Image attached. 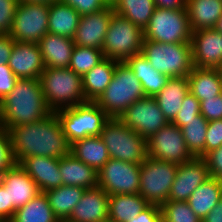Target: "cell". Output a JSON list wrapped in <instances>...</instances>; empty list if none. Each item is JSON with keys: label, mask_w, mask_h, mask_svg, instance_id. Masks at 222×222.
<instances>
[{"label": "cell", "mask_w": 222, "mask_h": 222, "mask_svg": "<svg viewBox=\"0 0 222 222\" xmlns=\"http://www.w3.org/2000/svg\"><path fill=\"white\" fill-rule=\"evenodd\" d=\"M9 134L16 164L30 156L60 159L70 153L71 145L55 112L37 122L14 126Z\"/></svg>", "instance_id": "6da1fadb"}, {"label": "cell", "mask_w": 222, "mask_h": 222, "mask_svg": "<svg viewBox=\"0 0 222 222\" xmlns=\"http://www.w3.org/2000/svg\"><path fill=\"white\" fill-rule=\"evenodd\" d=\"M50 113L40 79H18L0 102V125L9 131L14 126L42 120Z\"/></svg>", "instance_id": "7a4b0ae2"}, {"label": "cell", "mask_w": 222, "mask_h": 222, "mask_svg": "<svg viewBox=\"0 0 222 222\" xmlns=\"http://www.w3.org/2000/svg\"><path fill=\"white\" fill-rule=\"evenodd\" d=\"M39 79L51 112L88 102L84 95L82 76L70 68H45Z\"/></svg>", "instance_id": "3957f363"}, {"label": "cell", "mask_w": 222, "mask_h": 222, "mask_svg": "<svg viewBox=\"0 0 222 222\" xmlns=\"http://www.w3.org/2000/svg\"><path fill=\"white\" fill-rule=\"evenodd\" d=\"M146 97L140 81L125 62H118L111 82L95 103L109 118H118L135 101Z\"/></svg>", "instance_id": "277c9868"}, {"label": "cell", "mask_w": 222, "mask_h": 222, "mask_svg": "<svg viewBox=\"0 0 222 222\" xmlns=\"http://www.w3.org/2000/svg\"><path fill=\"white\" fill-rule=\"evenodd\" d=\"M110 158L142 164L147 155V140L125 126L118 118H109L100 134Z\"/></svg>", "instance_id": "5b68a950"}, {"label": "cell", "mask_w": 222, "mask_h": 222, "mask_svg": "<svg viewBox=\"0 0 222 222\" xmlns=\"http://www.w3.org/2000/svg\"><path fill=\"white\" fill-rule=\"evenodd\" d=\"M71 145L88 136H100L109 117L95 102L88 101L55 112Z\"/></svg>", "instance_id": "8992f818"}, {"label": "cell", "mask_w": 222, "mask_h": 222, "mask_svg": "<svg viewBox=\"0 0 222 222\" xmlns=\"http://www.w3.org/2000/svg\"><path fill=\"white\" fill-rule=\"evenodd\" d=\"M141 53L153 68L169 78L187 77L193 69L190 43H158L144 40Z\"/></svg>", "instance_id": "52a82bcc"}, {"label": "cell", "mask_w": 222, "mask_h": 222, "mask_svg": "<svg viewBox=\"0 0 222 222\" xmlns=\"http://www.w3.org/2000/svg\"><path fill=\"white\" fill-rule=\"evenodd\" d=\"M144 31L130 20L113 13L111 15L102 52L105 58L125 62L133 55L141 53Z\"/></svg>", "instance_id": "ba28073f"}, {"label": "cell", "mask_w": 222, "mask_h": 222, "mask_svg": "<svg viewBox=\"0 0 222 222\" xmlns=\"http://www.w3.org/2000/svg\"><path fill=\"white\" fill-rule=\"evenodd\" d=\"M144 40L158 43H190L192 30L187 9H155L145 27Z\"/></svg>", "instance_id": "9c48e42d"}, {"label": "cell", "mask_w": 222, "mask_h": 222, "mask_svg": "<svg viewBox=\"0 0 222 222\" xmlns=\"http://www.w3.org/2000/svg\"><path fill=\"white\" fill-rule=\"evenodd\" d=\"M178 165L150 156L141 164L139 194L150 205L161 206L168 200Z\"/></svg>", "instance_id": "30bf717a"}, {"label": "cell", "mask_w": 222, "mask_h": 222, "mask_svg": "<svg viewBox=\"0 0 222 222\" xmlns=\"http://www.w3.org/2000/svg\"><path fill=\"white\" fill-rule=\"evenodd\" d=\"M50 5L19 2L9 35L16 42L38 44L48 33Z\"/></svg>", "instance_id": "8fae6325"}, {"label": "cell", "mask_w": 222, "mask_h": 222, "mask_svg": "<svg viewBox=\"0 0 222 222\" xmlns=\"http://www.w3.org/2000/svg\"><path fill=\"white\" fill-rule=\"evenodd\" d=\"M141 164L110 158L98 172V186L108 195L138 194Z\"/></svg>", "instance_id": "7c38bea8"}, {"label": "cell", "mask_w": 222, "mask_h": 222, "mask_svg": "<svg viewBox=\"0 0 222 222\" xmlns=\"http://www.w3.org/2000/svg\"><path fill=\"white\" fill-rule=\"evenodd\" d=\"M147 155L176 164H182L194 158L185 144L181 128L173 123H168L147 140Z\"/></svg>", "instance_id": "4fadbf2b"}, {"label": "cell", "mask_w": 222, "mask_h": 222, "mask_svg": "<svg viewBox=\"0 0 222 222\" xmlns=\"http://www.w3.org/2000/svg\"><path fill=\"white\" fill-rule=\"evenodd\" d=\"M118 119L146 140L169 123L154 97L135 101Z\"/></svg>", "instance_id": "5bb4252c"}, {"label": "cell", "mask_w": 222, "mask_h": 222, "mask_svg": "<svg viewBox=\"0 0 222 222\" xmlns=\"http://www.w3.org/2000/svg\"><path fill=\"white\" fill-rule=\"evenodd\" d=\"M190 44L194 67H222V33L214 28L193 31Z\"/></svg>", "instance_id": "9a60e30c"}, {"label": "cell", "mask_w": 222, "mask_h": 222, "mask_svg": "<svg viewBox=\"0 0 222 222\" xmlns=\"http://www.w3.org/2000/svg\"><path fill=\"white\" fill-rule=\"evenodd\" d=\"M209 177L207 163L202 157L179 164L167 201H188L193 191Z\"/></svg>", "instance_id": "2e32d148"}, {"label": "cell", "mask_w": 222, "mask_h": 222, "mask_svg": "<svg viewBox=\"0 0 222 222\" xmlns=\"http://www.w3.org/2000/svg\"><path fill=\"white\" fill-rule=\"evenodd\" d=\"M0 185L8 187L9 220L16 209L23 207L41 192L32 178L18 164L0 176Z\"/></svg>", "instance_id": "e0dca14e"}, {"label": "cell", "mask_w": 222, "mask_h": 222, "mask_svg": "<svg viewBox=\"0 0 222 222\" xmlns=\"http://www.w3.org/2000/svg\"><path fill=\"white\" fill-rule=\"evenodd\" d=\"M113 13V7L108 6L99 12L82 15L73 37L75 45L102 50Z\"/></svg>", "instance_id": "ac0fdd59"}, {"label": "cell", "mask_w": 222, "mask_h": 222, "mask_svg": "<svg viewBox=\"0 0 222 222\" xmlns=\"http://www.w3.org/2000/svg\"><path fill=\"white\" fill-rule=\"evenodd\" d=\"M8 66L18 79H39L45 69L39 45L15 41Z\"/></svg>", "instance_id": "d6986e66"}, {"label": "cell", "mask_w": 222, "mask_h": 222, "mask_svg": "<svg viewBox=\"0 0 222 222\" xmlns=\"http://www.w3.org/2000/svg\"><path fill=\"white\" fill-rule=\"evenodd\" d=\"M20 165L36 183L41 192L63 185L59 170V159L46 156H30L22 159Z\"/></svg>", "instance_id": "ffe728a7"}, {"label": "cell", "mask_w": 222, "mask_h": 222, "mask_svg": "<svg viewBox=\"0 0 222 222\" xmlns=\"http://www.w3.org/2000/svg\"><path fill=\"white\" fill-rule=\"evenodd\" d=\"M109 195L99 186L85 189L66 222H102L108 219Z\"/></svg>", "instance_id": "44dd1931"}, {"label": "cell", "mask_w": 222, "mask_h": 222, "mask_svg": "<svg viewBox=\"0 0 222 222\" xmlns=\"http://www.w3.org/2000/svg\"><path fill=\"white\" fill-rule=\"evenodd\" d=\"M45 68H68L75 43L73 39L47 33L38 43Z\"/></svg>", "instance_id": "7402d4cb"}, {"label": "cell", "mask_w": 222, "mask_h": 222, "mask_svg": "<svg viewBox=\"0 0 222 222\" xmlns=\"http://www.w3.org/2000/svg\"><path fill=\"white\" fill-rule=\"evenodd\" d=\"M59 170L63 185L85 189L98 186V172L71 153L59 159Z\"/></svg>", "instance_id": "603a6c76"}, {"label": "cell", "mask_w": 222, "mask_h": 222, "mask_svg": "<svg viewBox=\"0 0 222 222\" xmlns=\"http://www.w3.org/2000/svg\"><path fill=\"white\" fill-rule=\"evenodd\" d=\"M125 63L140 81L146 97H155L169 79L167 75L155 70L142 53L133 55Z\"/></svg>", "instance_id": "cb8c5ba5"}, {"label": "cell", "mask_w": 222, "mask_h": 222, "mask_svg": "<svg viewBox=\"0 0 222 222\" xmlns=\"http://www.w3.org/2000/svg\"><path fill=\"white\" fill-rule=\"evenodd\" d=\"M188 92V77H173L168 79L165 87L154 97L169 123L175 119Z\"/></svg>", "instance_id": "d4e9b609"}, {"label": "cell", "mask_w": 222, "mask_h": 222, "mask_svg": "<svg viewBox=\"0 0 222 222\" xmlns=\"http://www.w3.org/2000/svg\"><path fill=\"white\" fill-rule=\"evenodd\" d=\"M189 92L199 101L216 98L222 92V74L220 69L193 67L189 73Z\"/></svg>", "instance_id": "484cf974"}, {"label": "cell", "mask_w": 222, "mask_h": 222, "mask_svg": "<svg viewBox=\"0 0 222 222\" xmlns=\"http://www.w3.org/2000/svg\"><path fill=\"white\" fill-rule=\"evenodd\" d=\"M186 9L192 32L210 29L222 15V0H187Z\"/></svg>", "instance_id": "4316f807"}, {"label": "cell", "mask_w": 222, "mask_h": 222, "mask_svg": "<svg viewBox=\"0 0 222 222\" xmlns=\"http://www.w3.org/2000/svg\"><path fill=\"white\" fill-rule=\"evenodd\" d=\"M70 153L85 164L93 167L97 172L110 159L100 136H88L71 144Z\"/></svg>", "instance_id": "83f0119b"}, {"label": "cell", "mask_w": 222, "mask_h": 222, "mask_svg": "<svg viewBox=\"0 0 222 222\" xmlns=\"http://www.w3.org/2000/svg\"><path fill=\"white\" fill-rule=\"evenodd\" d=\"M118 62L104 58L93 69L82 76L84 95L87 101L95 102L111 82Z\"/></svg>", "instance_id": "f1b7e54d"}, {"label": "cell", "mask_w": 222, "mask_h": 222, "mask_svg": "<svg viewBox=\"0 0 222 222\" xmlns=\"http://www.w3.org/2000/svg\"><path fill=\"white\" fill-rule=\"evenodd\" d=\"M149 205L139 193L109 195L108 219L114 222H127L137 217Z\"/></svg>", "instance_id": "f546056e"}, {"label": "cell", "mask_w": 222, "mask_h": 222, "mask_svg": "<svg viewBox=\"0 0 222 222\" xmlns=\"http://www.w3.org/2000/svg\"><path fill=\"white\" fill-rule=\"evenodd\" d=\"M85 192L79 186L62 185L58 188L47 190L45 193L55 217L60 222H66Z\"/></svg>", "instance_id": "4dcf8cb0"}, {"label": "cell", "mask_w": 222, "mask_h": 222, "mask_svg": "<svg viewBox=\"0 0 222 222\" xmlns=\"http://www.w3.org/2000/svg\"><path fill=\"white\" fill-rule=\"evenodd\" d=\"M222 198V182L216 178L209 177L199 185L188 199L193 212L202 221L205 216L218 204Z\"/></svg>", "instance_id": "1f68e13d"}, {"label": "cell", "mask_w": 222, "mask_h": 222, "mask_svg": "<svg viewBox=\"0 0 222 222\" xmlns=\"http://www.w3.org/2000/svg\"><path fill=\"white\" fill-rule=\"evenodd\" d=\"M81 15L60 1L50 4L48 32L73 39Z\"/></svg>", "instance_id": "d6a6232c"}, {"label": "cell", "mask_w": 222, "mask_h": 222, "mask_svg": "<svg viewBox=\"0 0 222 222\" xmlns=\"http://www.w3.org/2000/svg\"><path fill=\"white\" fill-rule=\"evenodd\" d=\"M8 222H60L54 215L44 192L15 210Z\"/></svg>", "instance_id": "836d02e7"}, {"label": "cell", "mask_w": 222, "mask_h": 222, "mask_svg": "<svg viewBox=\"0 0 222 222\" xmlns=\"http://www.w3.org/2000/svg\"><path fill=\"white\" fill-rule=\"evenodd\" d=\"M156 9L154 0H118L114 6V13L130 20L134 25L145 29Z\"/></svg>", "instance_id": "e575fe53"}, {"label": "cell", "mask_w": 222, "mask_h": 222, "mask_svg": "<svg viewBox=\"0 0 222 222\" xmlns=\"http://www.w3.org/2000/svg\"><path fill=\"white\" fill-rule=\"evenodd\" d=\"M208 121L200 114L181 127L182 136L188 150L194 157L205 156V141Z\"/></svg>", "instance_id": "d590c367"}, {"label": "cell", "mask_w": 222, "mask_h": 222, "mask_svg": "<svg viewBox=\"0 0 222 222\" xmlns=\"http://www.w3.org/2000/svg\"><path fill=\"white\" fill-rule=\"evenodd\" d=\"M101 49L75 45L69 67L76 74L83 76L104 59Z\"/></svg>", "instance_id": "8d00e7d4"}, {"label": "cell", "mask_w": 222, "mask_h": 222, "mask_svg": "<svg viewBox=\"0 0 222 222\" xmlns=\"http://www.w3.org/2000/svg\"><path fill=\"white\" fill-rule=\"evenodd\" d=\"M160 209L162 222H202L187 201H166Z\"/></svg>", "instance_id": "74e56055"}, {"label": "cell", "mask_w": 222, "mask_h": 222, "mask_svg": "<svg viewBox=\"0 0 222 222\" xmlns=\"http://www.w3.org/2000/svg\"><path fill=\"white\" fill-rule=\"evenodd\" d=\"M200 114V101L191 92H188L183 98L182 107L171 123L181 128L187 125L188 121L196 119Z\"/></svg>", "instance_id": "f35d334b"}, {"label": "cell", "mask_w": 222, "mask_h": 222, "mask_svg": "<svg viewBox=\"0 0 222 222\" xmlns=\"http://www.w3.org/2000/svg\"><path fill=\"white\" fill-rule=\"evenodd\" d=\"M15 164L9 131L0 125V176Z\"/></svg>", "instance_id": "ab89813d"}, {"label": "cell", "mask_w": 222, "mask_h": 222, "mask_svg": "<svg viewBox=\"0 0 222 222\" xmlns=\"http://www.w3.org/2000/svg\"><path fill=\"white\" fill-rule=\"evenodd\" d=\"M18 4V0H0V34L10 33Z\"/></svg>", "instance_id": "60d3db41"}, {"label": "cell", "mask_w": 222, "mask_h": 222, "mask_svg": "<svg viewBox=\"0 0 222 222\" xmlns=\"http://www.w3.org/2000/svg\"><path fill=\"white\" fill-rule=\"evenodd\" d=\"M205 141V155L222 146V119L208 121Z\"/></svg>", "instance_id": "b9f144b4"}, {"label": "cell", "mask_w": 222, "mask_h": 222, "mask_svg": "<svg viewBox=\"0 0 222 222\" xmlns=\"http://www.w3.org/2000/svg\"><path fill=\"white\" fill-rule=\"evenodd\" d=\"M72 6L81 16L99 12L108 6L103 0H59Z\"/></svg>", "instance_id": "7bdbcfd3"}, {"label": "cell", "mask_w": 222, "mask_h": 222, "mask_svg": "<svg viewBox=\"0 0 222 222\" xmlns=\"http://www.w3.org/2000/svg\"><path fill=\"white\" fill-rule=\"evenodd\" d=\"M200 111L207 121L222 119V94L214 99L200 101Z\"/></svg>", "instance_id": "ee69618b"}, {"label": "cell", "mask_w": 222, "mask_h": 222, "mask_svg": "<svg viewBox=\"0 0 222 222\" xmlns=\"http://www.w3.org/2000/svg\"><path fill=\"white\" fill-rule=\"evenodd\" d=\"M210 177L222 182V146L208 152L204 157Z\"/></svg>", "instance_id": "f6af8a7d"}, {"label": "cell", "mask_w": 222, "mask_h": 222, "mask_svg": "<svg viewBox=\"0 0 222 222\" xmlns=\"http://www.w3.org/2000/svg\"><path fill=\"white\" fill-rule=\"evenodd\" d=\"M17 80L8 64H0V102L14 89Z\"/></svg>", "instance_id": "bcb514c9"}, {"label": "cell", "mask_w": 222, "mask_h": 222, "mask_svg": "<svg viewBox=\"0 0 222 222\" xmlns=\"http://www.w3.org/2000/svg\"><path fill=\"white\" fill-rule=\"evenodd\" d=\"M127 222H162L161 209L158 205H149L137 217Z\"/></svg>", "instance_id": "7dc6e473"}, {"label": "cell", "mask_w": 222, "mask_h": 222, "mask_svg": "<svg viewBox=\"0 0 222 222\" xmlns=\"http://www.w3.org/2000/svg\"><path fill=\"white\" fill-rule=\"evenodd\" d=\"M14 42L9 34H0V64H8Z\"/></svg>", "instance_id": "c3c4849f"}, {"label": "cell", "mask_w": 222, "mask_h": 222, "mask_svg": "<svg viewBox=\"0 0 222 222\" xmlns=\"http://www.w3.org/2000/svg\"><path fill=\"white\" fill-rule=\"evenodd\" d=\"M9 221V197L8 187L0 185V222Z\"/></svg>", "instance_id": "681fc988"}, {"label": "cell", "mask_w": 222, "mask_h": 222, "mask_svg": "<svg viewBox=\"0 0 222 222\" xmlns=\"http://www.w3.org/2000/svg\"><path fill=\"white\" fill-rule=\"evenodd\" d=\"M157 8L185 9L187 0H154Z\"/></svg>", "instance_id": "f907efd6"}, {"label": "cell", "mask_w": 222, "mask_h": 222, "mask_svg": "<svg viewBox=\"0 0 222 222\" xmlns=\"http://www.w3.org/2000/svg\"><path fill=\"white\" fill-rule=\"evenodd\" d=\"M202 222H222V198L210 213L205 216Z\"/></svg>", "instance_id": "816d5d0a"}, {"label": "cell", "mask_w": 222, "mask_h": 222, "mask_svg": "<svg viewBox=\"0 0 222 222\" xmlns=\"http://www.w3.org/2000/svg\"><path fill=\"white\" fill-rule=\"evenodd\" d=\"M19 2H28V3H44V4H52L58 2L59 0H18Z\"/></svg>", "instance_id": "f5cc1de1"}, {"label": "cell", "mask_w": 222, "mask_h": 222, "mask_svg": "<svg viewBox=\"0 0 222 222\" xmlns=\"http://www.w3.org/2000/svg\"><path fill=\"white\" fill-rule=\"evenodd\" d=\"M214 29L219 32V33H222V15L221 17L218 19Z\"/></svg>", "instance_id": "db71d44e"}, {"label": "cell", "mask_w": 222, "mask_h": 222, "mask_svg": "<svg viewBox=\"0 0 222 222\" xmlns=\"http://www.w3.org/2000/svg\"><path fill=\"white\" fill-rule=\"evenodd\" d=\"M107 6H114L118 0H103Z\"/></svg>", "instance_id": "11a10c76"}, {"label": "cell", "mask_w": 222, "mask_h": 222, "mask_svg": "<svg viewBox=\"0 0 222 222\" xmlns=\"http://www.w3.org/2000/svg\"><path fill=\"white\" fill-rule=\"evenodd\" d=\"M102 222H114V221H111L110 219H107V220L102 221Z\"/></svg>", "instance_id": "9f6ffc18"}]
</instances>
